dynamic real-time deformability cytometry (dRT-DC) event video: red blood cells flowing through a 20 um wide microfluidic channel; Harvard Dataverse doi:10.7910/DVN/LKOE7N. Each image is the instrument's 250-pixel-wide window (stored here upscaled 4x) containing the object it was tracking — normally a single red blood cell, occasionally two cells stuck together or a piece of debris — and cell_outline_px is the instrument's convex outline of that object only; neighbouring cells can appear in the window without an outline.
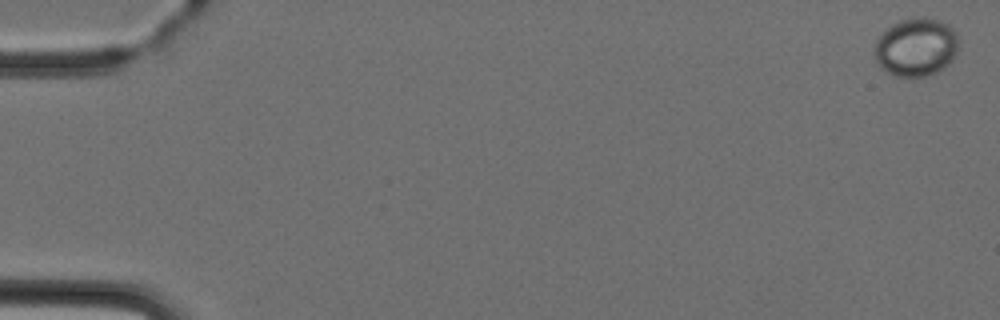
{"species": "Egyptian fruit bat (a non-hibernating species)", "species_latin": "Rousettus aegyptiacus", "temperature_condition": "cold", "stored_images_in_passage": 6, "camera_frame_rate_fps": 3000, "um_per_image_px": 0.085, "animal": {"sex": "female"}, "frame": {"image": 1, "passage_image": 1, "time_ms": 0.0, "image_size_px": [1000, 320], "cell_outline_px": [[960, 40], [956, 52], [952, 60], [944, 68], [936, 72], [924, 76], [892, 76], [880, 68], [872, 52], [876, 40], [892, 24], [900, 20], [920, 16], [924, 16], [940, 20], [948, 24], [956, 32]], "centroid_in_image_um": [77.86, 4.0], "position_along_channel_um": 7.1, "area_um2": 29.02}}
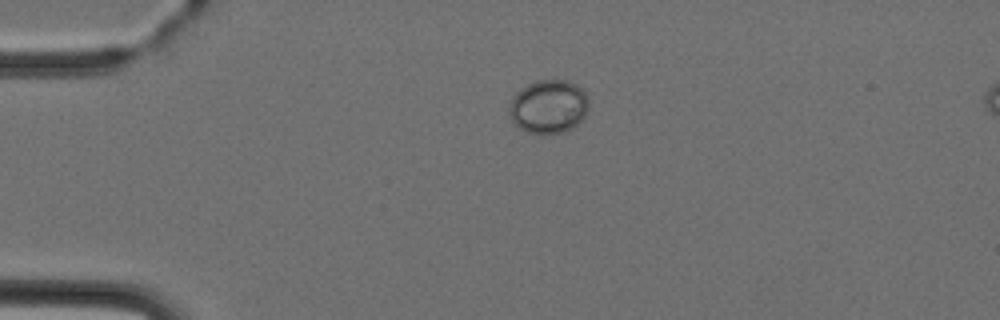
{"frame": {"image": 2, "passage_image": 4, "time_ms": 3.667, "image_size_px": [1000, 320], "cell_outline_px": [[588, 108], [584, 116], [572, 128], [564, 132], [524, 132], [508, 116], [508, 104], [512, 96], [520, 88], [536, 80], [568, 80], [576, 84], [584, 92], [588, 100]], "centroid_in_image_um": [46.58, 9.03], "position_along_channel_um": 38.4, "area_um2": 24.8}}